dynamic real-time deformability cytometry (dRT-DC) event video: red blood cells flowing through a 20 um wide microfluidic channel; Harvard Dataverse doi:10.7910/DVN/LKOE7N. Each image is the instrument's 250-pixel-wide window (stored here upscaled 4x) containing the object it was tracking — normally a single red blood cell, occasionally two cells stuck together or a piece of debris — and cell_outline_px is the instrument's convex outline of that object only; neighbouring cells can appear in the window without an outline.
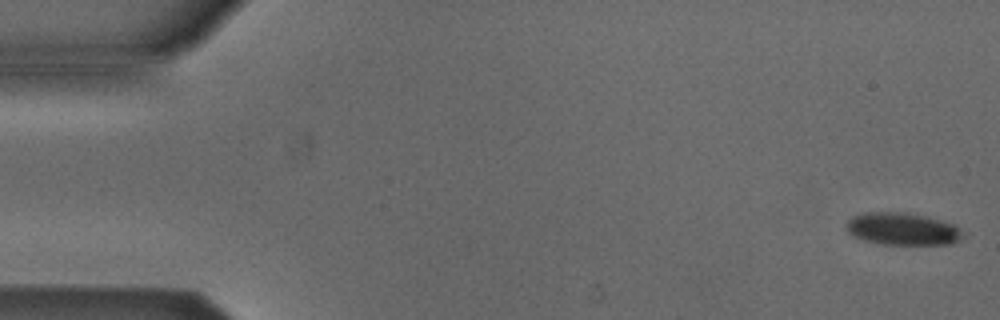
{"species": "Egyptian fruit bat (a non-hibernating species)", "species_latin": "Rousettus aegyptiacus", "temperature_condition": "cold", "stored_images_in_passage": 6, "camera_frame_rate_fps": 3000, "um_per_image_px": 0.085, "animal": {"sex": "male"}, "frame": {"image": 1, "passage_image": 1, "time_ms": 0.0, "image_size_px": [1000, 320], "cell_outline_px": [[968, 232], [960, 240], [952, 244], [880, 244], [864, 240], [852, 236], [848, 232], [848, 220], [852, 216], [864, 212], [908, 212], [940, 220], [952, 224]], "centroid_in_image_um": [76.75, 19.46], "position_along_channel_um": 8.2, "area_um2": 22.14}}